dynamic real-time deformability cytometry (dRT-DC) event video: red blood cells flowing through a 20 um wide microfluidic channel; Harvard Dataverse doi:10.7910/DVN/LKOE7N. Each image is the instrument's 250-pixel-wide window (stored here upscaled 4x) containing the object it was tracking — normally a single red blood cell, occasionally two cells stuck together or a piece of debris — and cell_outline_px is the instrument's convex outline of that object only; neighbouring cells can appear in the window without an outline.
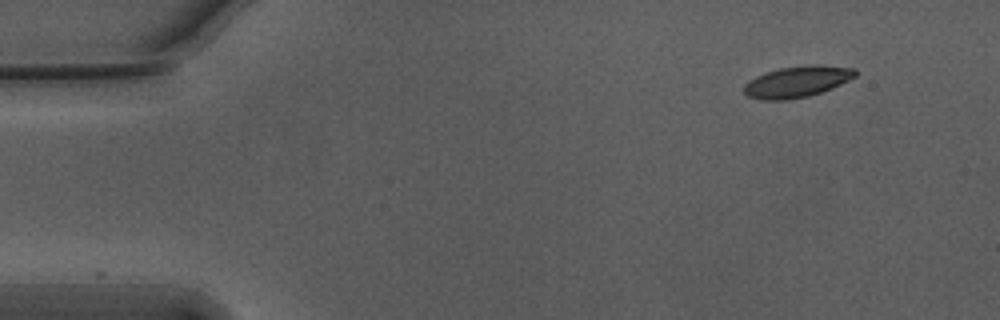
{"species": "Egyptian fruit bat (a non-hibernating species)", "species_latin": "Rousettus aegyptiacus", "temperature_condition": "warm", "stored_images_in_passage": 51, "camera_frame_rate_fps": 3000, "um_per_image_px": 0.085, "animal": {"sex": "male"}, "frame": {"image": 1, "passage_image": 1, "time_ms": 0.0, "image_size_px": [1000, 320], "cell_outline_px": [[856, 76], [840, 84], [820, 92], [808, 96], [788, 100], [764, 100], [748, 96], [744, 92], [744, 84], [748, 80], [756, 76], [780, 68], [808, 64], [816, 64], [856, 68]], "centroid_in_image_um": [67.75, 6.93], "position_along_channel_um": 17.3, "area_um2": 20.17}}
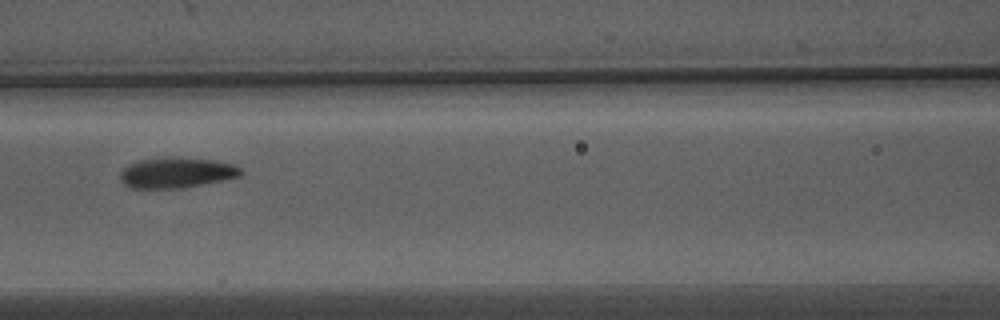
{"frame": {"image": 2, "passage_image": 20, "time_ms": 6.333, "image_size_px": [1000, 320], "cell_outline_px": [[244, 172], [240, 176], [180, 188], [132, 188], [124, 184], [120, 180], [120, 172], [128, 164], [136, 160], [168, 156], [172, 156], [216, 160], [236, 164]], "centroid_in_image_um": [14.98, 14.65], "position_along_channel_um": 151.6, "area_um2": 21.68}}
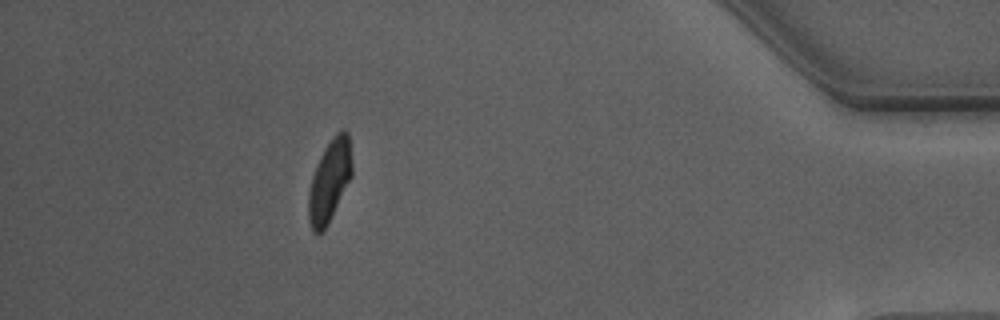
{"frame": {"image": 3, "passage_image": 45, "time_ms": 14.667, "image_size_px": [1000, 320], "cell_outline_px": [[352, 176], [328, 224], [320, 232], [312, 232], [308, 216], [308, 192], [312, 176], [316, 164], [324, 148], [336, 132], [344, 128], [348, 132], [352, 164]], "centroid_in_image_um": [28.01, 15.34], "position_along_channel_um": 407.2, "area_um2": 20.81}, "authors_computed_cell_mechanics": {"area_um2": 21.2704, "velocity_mm_per_s": 3.7364, "shape_relaxation_time_tau1_ms": 3.8163, "shape_relaxation_time_tau2_ms": 1.5636, "deformation_change_tau1": 0.1528, "deformation_change_tau2": 0.0702}}